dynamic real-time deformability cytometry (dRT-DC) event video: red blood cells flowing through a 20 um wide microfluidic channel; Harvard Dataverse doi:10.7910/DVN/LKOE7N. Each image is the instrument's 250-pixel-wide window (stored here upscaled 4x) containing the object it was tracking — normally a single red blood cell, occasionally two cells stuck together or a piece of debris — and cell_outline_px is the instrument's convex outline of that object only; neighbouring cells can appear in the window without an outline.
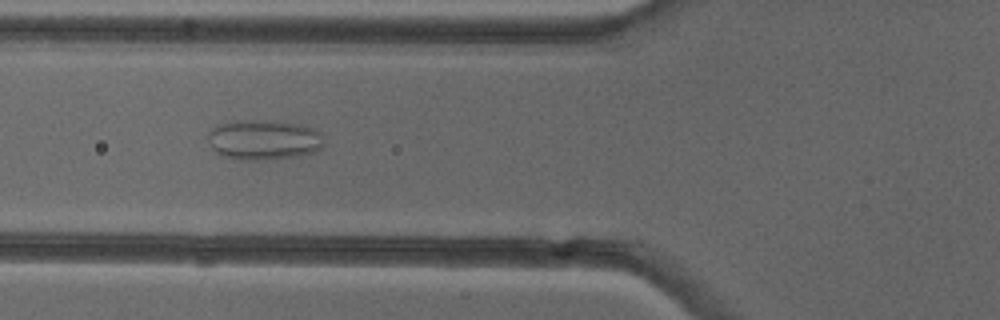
{"species": "common noctule bat (a hibernating species)", "species_latin": "Nyctalus noctula", "temperature_condition": "cold", "stored_images_in_passage": 42, "camera_frame_rate_fps": 3000, "um_per_image_px": 0.085, "animal": {"sex": "female"}, "frame": {"image": 1, "passage_image": 10, "time_ms": 3.0, "image_size_px": [1000, 320], "cell_outline_px": [[324, 144], [316, 152], [296, 156], [256, 160], [244, 160], [224, 156], [216, 152], [212, 148], [208, 140], [208, 132], [216, 124], [236, 120], [272, 120], [300, 124], [312, 128], [320, 132]], "centroid_in_image_um": [22.4, 11.86], "position_along_channel_um": 103.4, "area_um2": 27.22}}
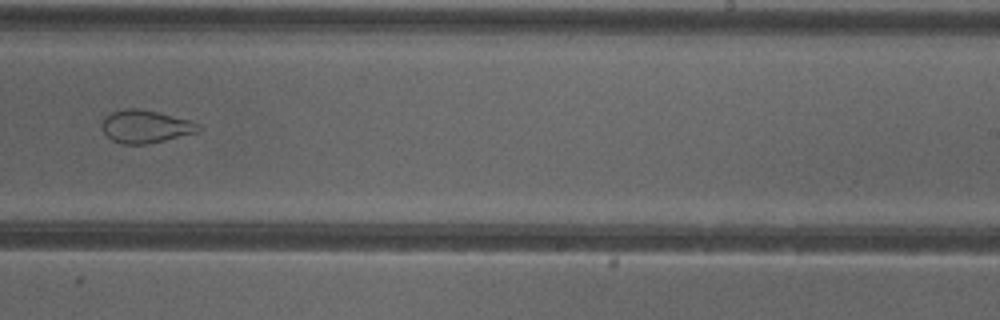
{"frame": {"image": 2, "passage_image": 23, "time_ms": 7.333, "image_size_px": [1000, 320], "cell_outline_px": [[200, 128], [196, 132], [164, 140], [144, 144], [120, 144], [112, 140], [100, 128], [104, 116], [112, 112], [124, 108], [140, 108], [192, 120], [200, 124]], "centroid_in_image_um": [12.33, 10.74], "position_along_channel_um": 276.7, "area_um2": 18.5}}
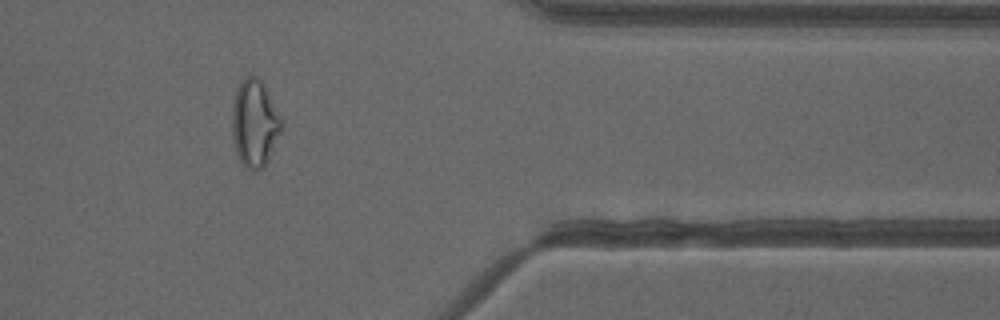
{"frame": {"image": 3, "passage_image": 33, "time_ms": 10.667, "image_size_px": [1000, 320], "cell_outline_px": [[284, 128], [264, 168], [244, 168], [236, 152], [232, 136], [232, 104], [236, 88], [240, 80], [244, 76], [256, 76], [264, 84], [284, 120]], "centroid_in_image_um": [21.67, 10.44], "position_along_channel_um": 389.7, "area_um2": 25.66}, "authors_computed_cell_mechanics": {"area_um2": 25.1719, "velocity_mm_per_s": 3.9881, "shape_relaxation_time_tau1_ms": null, "shape_relaxation_time_tau2_ms": 1.8354, "deformation_change_tau1": null, "deformation_change_tau2": 0.0852}}